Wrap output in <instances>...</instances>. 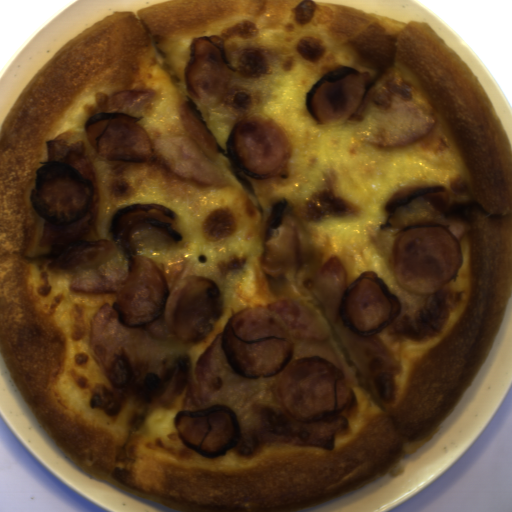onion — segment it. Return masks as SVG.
<instances>
[{
  "mask_svg": "<svg viewBox=\"0 0 512 512\" xmlns=\"http://www.w3.org/2000/svg\"><path fill=\"white\" fill-rule=\"evenodd\" d=\"M438 126V118L426 107L407 95H399L378 110L369 131L368 144L393 148L415 143L430 135Z\"/></svg>",
  "mask_w": 512,
  "mask_h": 512,
  "instance_id": "onion-1",
  "label": "onion"
}]
</instances>
